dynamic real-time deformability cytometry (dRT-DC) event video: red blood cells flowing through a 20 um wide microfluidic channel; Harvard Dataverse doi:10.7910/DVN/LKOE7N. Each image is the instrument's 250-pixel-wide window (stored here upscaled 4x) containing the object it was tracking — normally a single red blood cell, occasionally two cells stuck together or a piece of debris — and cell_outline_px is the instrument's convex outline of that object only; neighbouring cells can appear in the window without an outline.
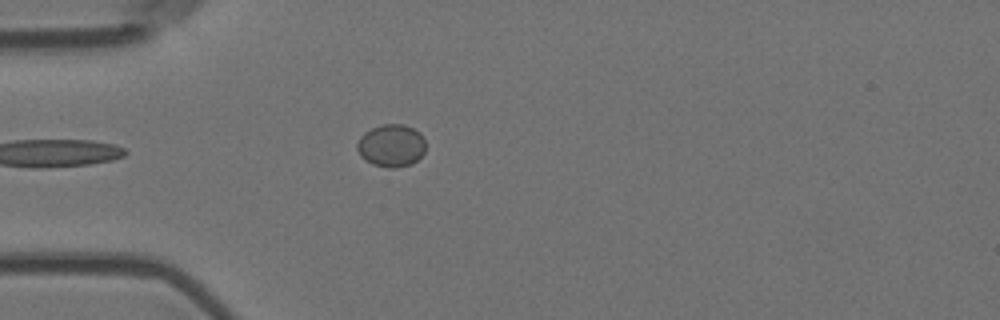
{"species": "Egyptian fruit bat (a non-hibernating species)", "species_latin": "Rousettus aegyptiacus", "temperature_condition": "room temperature", "stored_images_in_passage": 5, "camera_frame_rate_fps": 3000, "um_per_image_px": 0.085, "animal": {"sex": "female"}, "frame": {"image": 1, "passage_image": 5, "time_ms": 1.333, "image_size_px": [1000, 320], "cell_outline_px": [[424, 152], [412, 164], [396, 168], [388, 168], [372, 164], [364, 160], [360, 156], [356, 148], [356, 144], [360, 136], [364, 132], [380, 124], [404, 124], [420, 132], [424, 140]], "centroid_in_image_um": [33.22, 12.38], "position_along_channel_um": 51.8, "area_um2": 17.17}}